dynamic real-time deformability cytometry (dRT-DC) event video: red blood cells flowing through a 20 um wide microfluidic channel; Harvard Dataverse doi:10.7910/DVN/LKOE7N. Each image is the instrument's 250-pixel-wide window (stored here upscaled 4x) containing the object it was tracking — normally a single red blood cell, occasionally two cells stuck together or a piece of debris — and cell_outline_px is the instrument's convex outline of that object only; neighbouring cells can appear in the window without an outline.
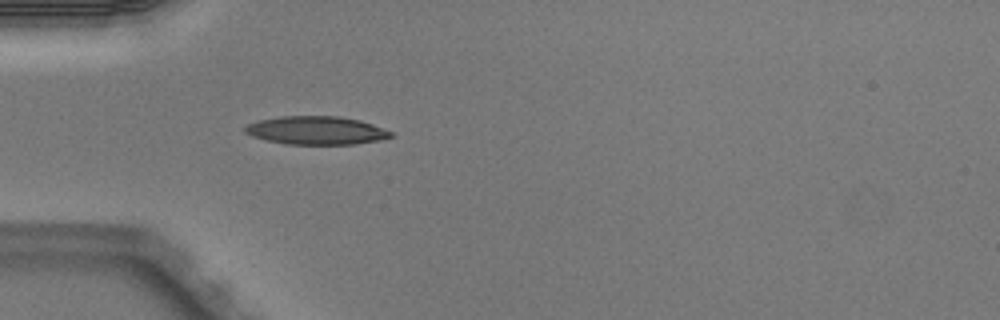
{"species": "Egyptian fruit bat (a non-hibernating species)", "species_latin": "Rousettus aegyptiacus", "temperature_condition": "warm", "stored_images_in_passage": 2, "camera_frame_rate_fps": 3000, "um_per_image_px": 0.085, "animal": {"sex": "male"}, "frame": {"image": 1, "passage_image": 2, "time_ms": 0.333, "image_size_px": [1000, 320], "cell_outline_px": [[392, 136], [380, 140], [356, 144], [288, 144], [268, 140], [252, 136], [244, 132], [244, 128], [248, 124], [256, 120], [280, 116], [340, 116], [360, 120], [372, 124], [392, 132]], "centroid_in_image_um": [26.87, 11.08], "position_along_channel_um": 58.1, "area_um2": 23.99}}